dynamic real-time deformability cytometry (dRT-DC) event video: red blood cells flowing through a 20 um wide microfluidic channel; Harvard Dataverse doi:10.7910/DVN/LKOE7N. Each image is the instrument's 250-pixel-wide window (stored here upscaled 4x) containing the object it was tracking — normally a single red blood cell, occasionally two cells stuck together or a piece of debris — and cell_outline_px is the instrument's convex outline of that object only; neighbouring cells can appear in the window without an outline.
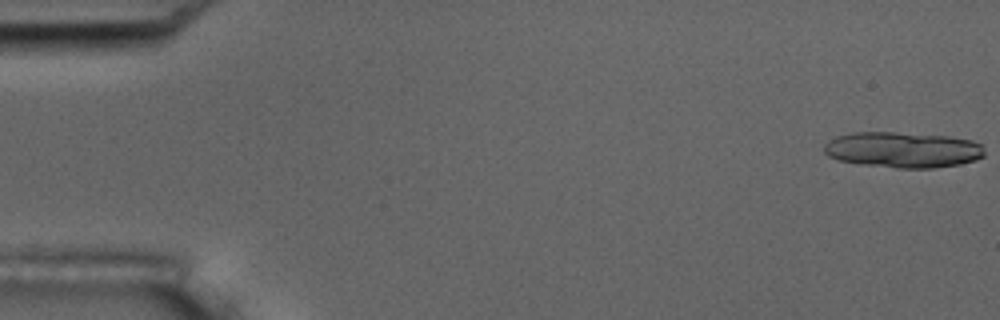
{"species": "common noctule bat (a hibernating species)", "species_latin": "Nyctalus noctula", "temperature_condition": "room temperature", "stored_images_in_passage": 6, "camera_frame_rate_fps": 3000, "um_per_image_px": 0.085, "animal": {"sex": "male", "body_mass_g": 17.5, "forearm_length_mm": 52.3}, "frame": {"image": 1, "passage_image": 1, "time_ms": 0.0, "image_size_px": [1000, 320], "cell_outline_px": [[984, 156], [976, 160], [960, 164], [932, 168], [896, 168], [864, 164], [836, 160], [828, 156], [824, 152], [824, 144], [828, 140], [836, 136], [852, 132], [892, 132], [948, 136], [972, 140], [984, 144]], "centroid_in_image_um": [76.75, 12.73], "position_along_channel_um": 8.3, "area_um2": 33.7}}